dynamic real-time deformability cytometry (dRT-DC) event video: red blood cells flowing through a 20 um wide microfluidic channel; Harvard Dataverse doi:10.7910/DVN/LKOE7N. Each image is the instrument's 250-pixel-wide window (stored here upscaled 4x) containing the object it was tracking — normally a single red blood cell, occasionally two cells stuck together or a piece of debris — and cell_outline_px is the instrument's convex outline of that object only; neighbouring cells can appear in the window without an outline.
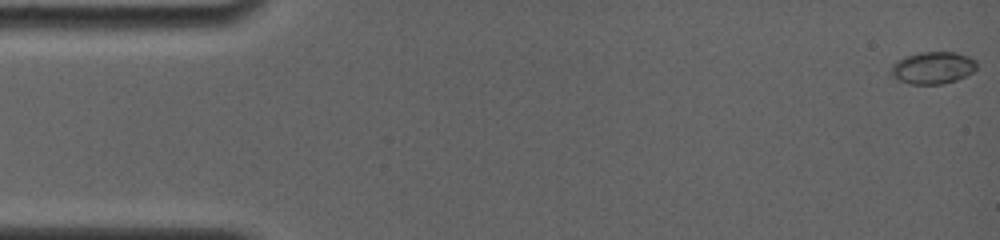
{"species": "common noctule bat (a hibernating species)", "species_latin": "Nyctalus noctula", "temperature_condition": "room temperature", "stored_images_in_passage": 35, "camera_frame_rate_fps": 4000, "um_per_image_px": 0.085, "animal": {"sex": "female", "body_mass_g": 19.0, "forearm_length_mm": 56.7}, "frame": {"image": 1, "passage_image": 1, "time_ms": 0.0, "image_size_px": [1000, 240], "cell_outline_px": [[976, 68], [972, 72], [956, 80], [940, 84], [912, 84], [896, 80], [892, 76], [892, 64], [896, 60], [904, 56], [920, 52], [956, 52], [968, 56], [976, 60]], "centroid_in_image_um": [79.26, 5.75], "position_along_channel_um": 5.7, "area_um2": 16.07}}
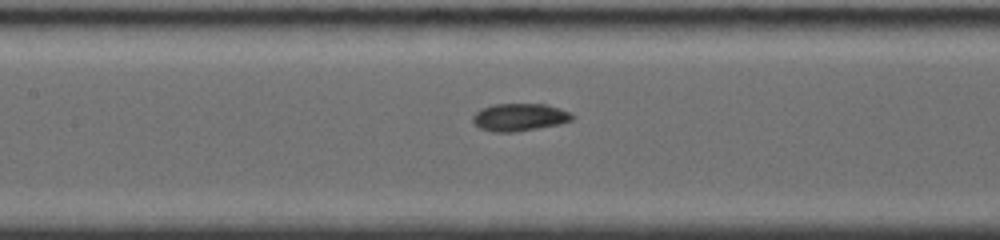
{"frame": {"image": 2, "passage_image": 16, "time_ms": 7.5, "image_size_px": [1000, 240], "cell_outline_px": [[576, 116], [572, 120], [560, 124], [516, 132], [492, 132], [480, 128], [472, 120], [472, 116], [480, 108], [496, 104], [544, 104], [568, 112]], "centroid_in_image_um": [44.13, 9.97], "position_along_channel_um": 163.3, "area_um2": 15.9}}
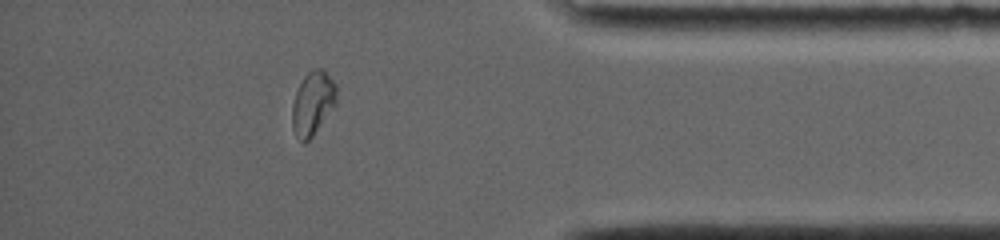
{"frame": {"image": 3, "passage_image": 30, "time_ms": 14.25, "image_size_px": [1000, 240], "cell_outline_px": [[336, 104], [312, 136], [304, 144], [296, 136], [292, 128], [292, 104], [296, 92], [304, 76], [312, 68], [324, 68], [336, 84]], "centroid_in_image_um": [26.58, 8.75], "position_along_channel_um": 408.6, "area_um2": 16.47}, "authors_computed_cell_mechanics": {"area_um2": 15.7216, "velocity_mm_per_s": 3.8606, "shape_relaxation_time_tau1_ms": 10.201, "shape_relaxation_time_tau2_ms": 3.8902, "deformation_change_tau1": 0.1784, "deformation_change_tau2": 0.0506}}